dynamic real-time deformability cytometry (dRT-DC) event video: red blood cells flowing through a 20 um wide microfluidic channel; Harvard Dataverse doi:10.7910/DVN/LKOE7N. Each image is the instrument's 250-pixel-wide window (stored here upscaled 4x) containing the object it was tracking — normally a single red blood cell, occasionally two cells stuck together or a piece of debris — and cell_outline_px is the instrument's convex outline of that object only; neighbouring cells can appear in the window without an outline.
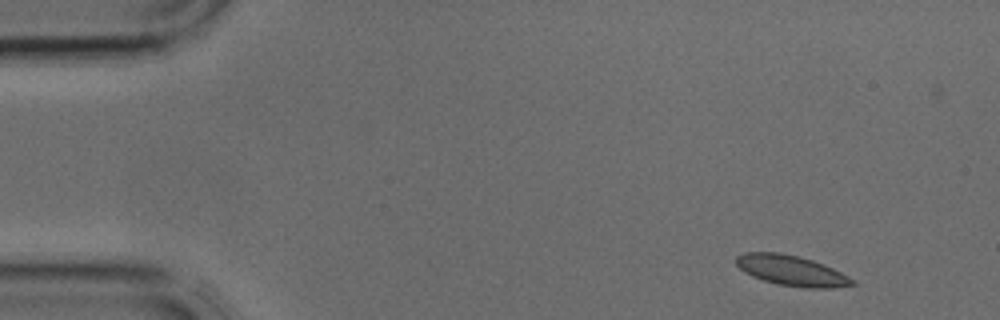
{"species": "common noctule bat (a hibernating species)", "species_latin": "Nyctalus noctula", "temperature_condition": "cold", "stored_images_in_passage": 3, "camera_frame_rate_fps": 3000, "um_per_image_px": 0.085, "animal": {"sex": "male", "body_mass_g": 17.9, "forearm_length_mm": 54.2}, "frame": {"image": 1, "passage_image": 1, "time_ms": 0.0, "image_size_px": [1000, 320], "cell_outline_px": [[856, 284], [832, 288], [804, 288], [776, 284], [752, 276], [744, 272], [736, 264], [736, 256], [744, 252], [780, 252], [800, 256], [824, 264], [856, 280]], "centroid_in_image_um": [67.28, 22.99], "position_along_channel_um": 17.7, "area_um2": 20.69}}
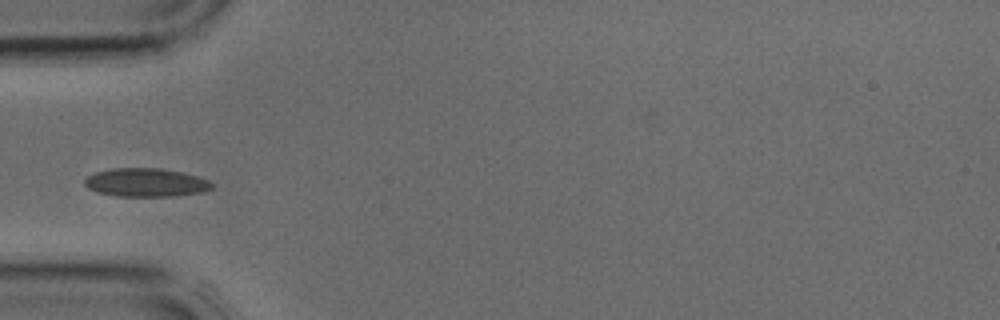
{"frame": {"image": 2, "passage_image": 3, "time_ms": 0.667, "image_size_px": [1000, 320], "cell_outline_px": [[212, 188], [204, 192], [176, 196], [116, 196], [96, 192], [88, 188], [84, 184], [84, 180], [88, 176], [96, 172], [112, 168], [160, 168], [180, 172], [196, 176], [208, 180], [212, 184]], "centroid_in_image_um": [12.38, 15.52], "position_along_channel_um": 72.6, "area_um2": 21.1}}